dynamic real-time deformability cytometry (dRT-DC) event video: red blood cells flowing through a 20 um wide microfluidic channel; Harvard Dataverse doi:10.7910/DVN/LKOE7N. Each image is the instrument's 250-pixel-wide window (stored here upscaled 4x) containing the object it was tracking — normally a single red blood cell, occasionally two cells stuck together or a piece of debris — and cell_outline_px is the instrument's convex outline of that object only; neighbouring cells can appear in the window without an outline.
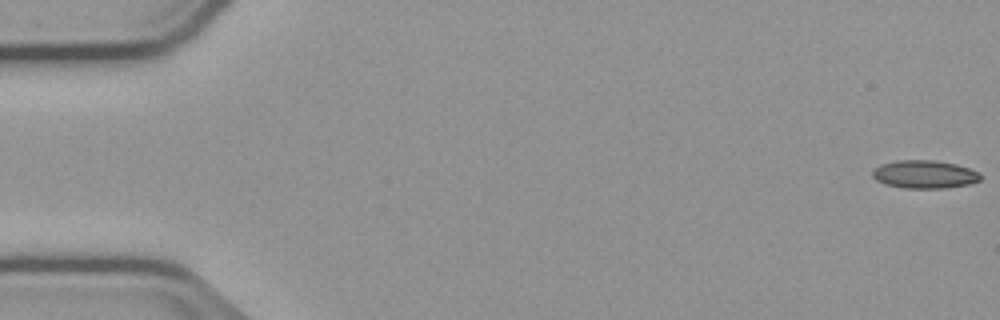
{"species": "common noctule bat (a hibernating species)", "species_latin": "Nyctalus noctula", "temperature_condition": "cold", "stored_images_in_passage": 55, "camera_frame_rate_fps": 3000, "um_per_image_px": 0.085, "animal": {"sex": "male", "body_mass_g": 23.1, "forearm_length_mm": 52.7}, "frame": {"image": 1, "passage_image": 1, "time_ms": 0.0, "image_size_px": [1000, 320], "cell_outline_px": [[980, 180], [968, 184], [944, 188], [904, 188], [884, 184], [876, 180], [872, 176], [872, 172], [880, 164], [896, 160], [932, 160], [956, 164], [980, 172]], "centroid_in_image_um": [78.56, 14.81], "position_along_channel_um": 6.4, "area_um2": 17.63}}
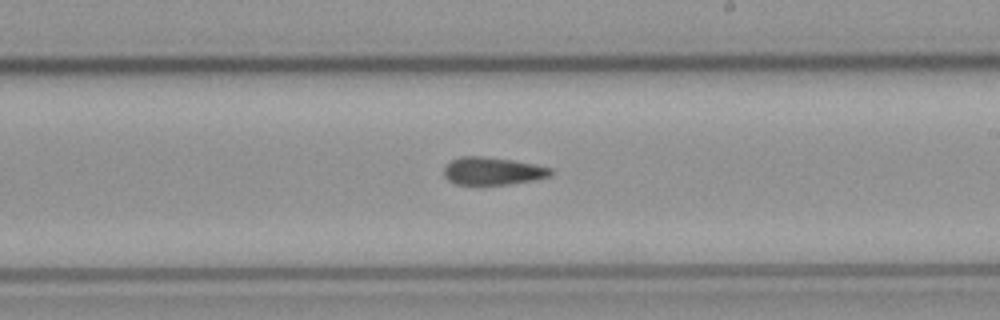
{"frame": {"image": 2, "passage_image": 32, "time_ms": 10.333, "image_size_px": [1000, 320], "cell_outline_px": [[556, 172], [552, 176], [532, 180], [508, 184], [456, 184], [448, 180], [444, 176], [444, 168], [452, 160], [460, 156], [480, 156], [512, 160], [552, 168]], "centroid_in_image_um": [41.9, 14.54], "position_along_channel_um": 247.1, "area_um2": 17.11}}
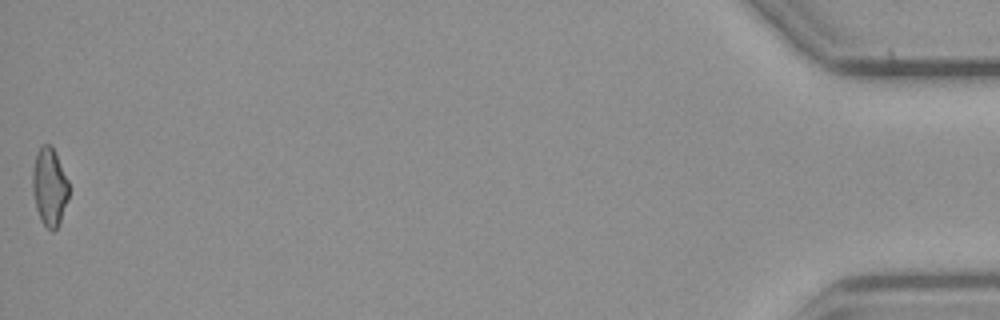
{"frame": {"image": 3, "passage_image": 55, "time_ms": 18.0, "image_size_px": [1000, 320], "cell_outline_px": [[68, 200], [60, 220], [56, 228], [52, 232], [40, 220], [36, 208], [32, 188], [32, 172], [36, 152], [44, 144], [52, 144], [56, 152], [68, 180]], "centroid_in_image_um": [4.2, 15.85], "position_along_channel_um": 431.0, "area_um2": 16.53}, "authors_computed_cell_mechanics": {"area_um2": 17.4556, "velocity_mm_per_s": 3.7657, "shape_relaxation_time_tau1_ms": null, "shape_relaxation_time_tau2_ms": 5.01, "deformation_change_tau1": null, "deformation_change_tau2": 0.1207}}